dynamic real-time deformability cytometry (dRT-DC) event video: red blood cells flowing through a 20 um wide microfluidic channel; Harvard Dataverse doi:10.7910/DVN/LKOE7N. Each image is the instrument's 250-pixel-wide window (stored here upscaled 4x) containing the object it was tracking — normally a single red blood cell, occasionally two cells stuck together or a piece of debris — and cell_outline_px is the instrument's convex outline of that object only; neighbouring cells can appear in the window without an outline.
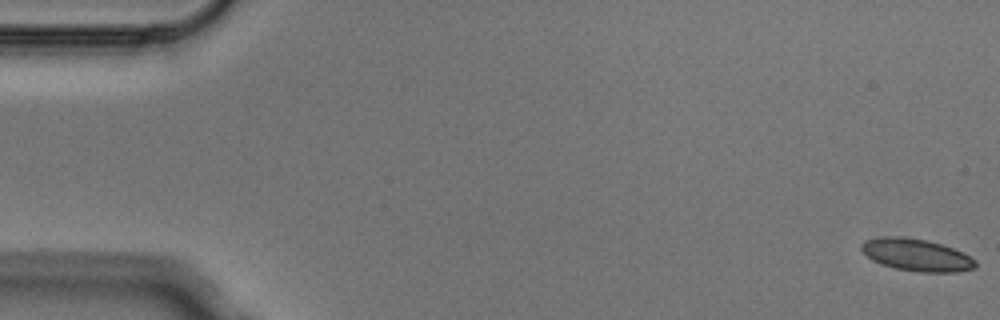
{"species": "Egyptian fruit bat (a non-hibernating species)", "species_latin": "Rousettus aegyptiacus", "temperature_condition": "cold", "stored_images_in_passage": 5, "camera_frame_rate_fps": 3000, "um_per_image_px": 0.085, "animal": {"sex": "male"}, "frame": {"image": 1, "passage_image": 1, "time_ms": 0.0, "image_size_px": [1000, 320], "cell_outline_px": [[976, 268], [956, 272], [920, 272], [896, 268], [872, 260], [860, 248], [860, 244], [864, 240], [880, 236], [904, 236], [928, 240], [964, 252], [976, 260]], "centroid_in_image_um": [77.91, 21.65], "position_along_channel_um": 7.1, "area_um2": 21.5}}
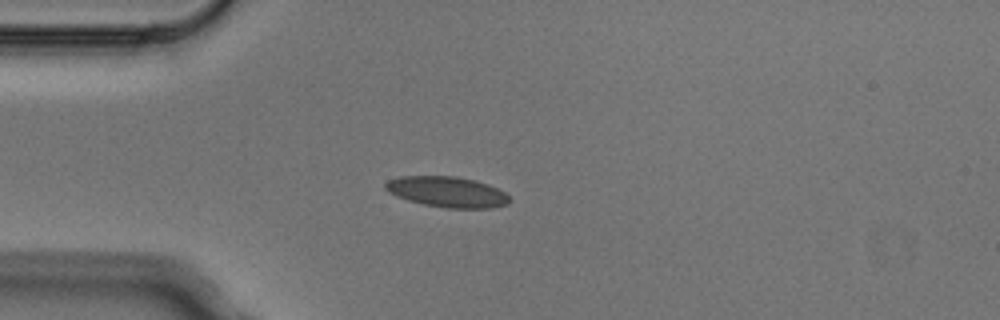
{"frame": {"image": 2, "passage_image": 4, "time_ms": 1.0, "image_size_px": [1000, 320], "cell_outline_px": [[512, 200], [508, 204], [492, 208], [448, 208], [424, 204], [408, 200], [396, 196], [388, 192], [384, 188], [384, 184], [388, 180], [400, 176], [456, 176], [476, 180], [488, 184], [504, 192]], "centroid_in_image_um": [38.01, 16.3], "position_along_channel_um": 47.0, "area_um2": 22.25}}